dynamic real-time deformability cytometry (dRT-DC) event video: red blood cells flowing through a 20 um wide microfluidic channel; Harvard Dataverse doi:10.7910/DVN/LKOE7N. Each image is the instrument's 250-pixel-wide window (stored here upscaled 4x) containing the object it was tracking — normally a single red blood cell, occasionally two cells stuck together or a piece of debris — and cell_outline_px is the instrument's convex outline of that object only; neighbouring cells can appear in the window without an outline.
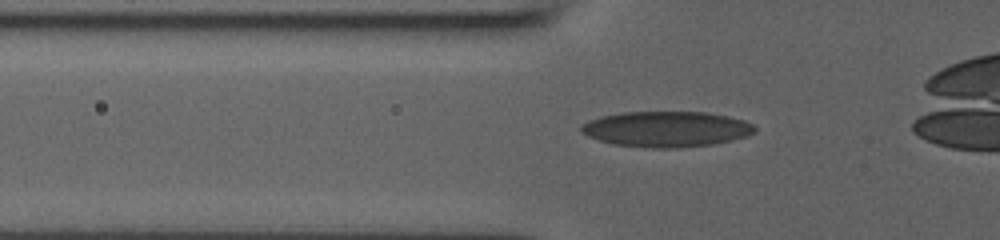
{"species": "human", "species_latin": "Homo sapiens", "temperature_condition": "room temperature", "stored_images_in_passage": 22, "camera_frame_rate_fps": 3000, "um_per_image_px": 0.085, "donor": {"sex": "male"}, "frame": {"image": 1, "passage_image": 10, "time_ms": 3.0, "image_size_px": [1000, 240], "cell_outline_px": [[756, 132], [732, 140], [712, 144], [676, 148], [652, 148], [612, 144], [588, 136], [580, 132], [580, 124], [588, 120], [600, 116], [624, 112], [704, 112], [728, 116], [744, 120], [752, 124], [756, 128]], "centroid_in_image_um": [56.61, 10.97], "position_along_channel_um": 69.2, "area_um2": 36.07}}
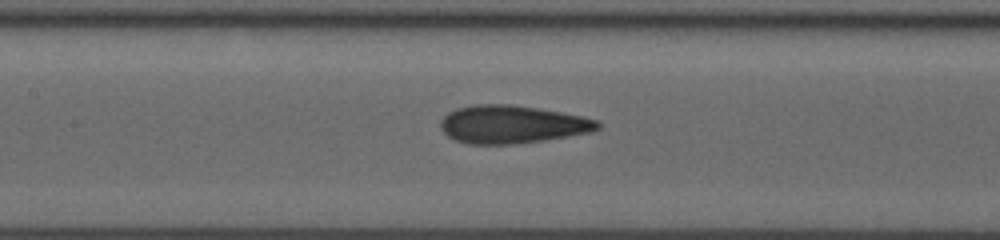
{"frame": {"image": 2, "passage_image": 17, "time_ms": 5.333, "image_size_px": [1000, 240], "cell_outline_px": [[600, 128], [592, 132], [544, 140], [508, 144], [468, 144], [456, 140], [448, 136], [440, 128], [440, 120], [448, 112], [456, 108], [472, 104], [512, 104], [584, 116], [600, 120]], "centroid_in_image_um": [43.53, 10.56], "position_along_channel_um": 163.9, "area_um2": 34.91}}
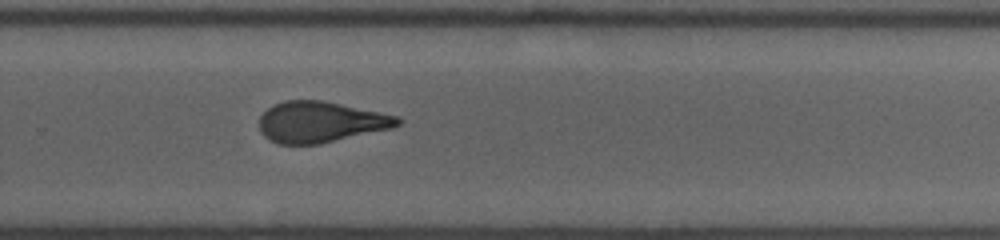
{"frame": {"image": 3, "passage_image": 22, "time_ms": 7.0, "image_size_px": [1000, 240], "cell_outline_px": [[404, 120], [400, 124], [392, 128], [320, 144], [280, 144], [264, 136], [260, 132], [260, 116], [268, 108], [284, 100], [320, 100], [400, 116]], "centroid_in_image_um": [27.28, 10.37], "position_along_channel_um": 302.5, "area_um2": 32.89}}